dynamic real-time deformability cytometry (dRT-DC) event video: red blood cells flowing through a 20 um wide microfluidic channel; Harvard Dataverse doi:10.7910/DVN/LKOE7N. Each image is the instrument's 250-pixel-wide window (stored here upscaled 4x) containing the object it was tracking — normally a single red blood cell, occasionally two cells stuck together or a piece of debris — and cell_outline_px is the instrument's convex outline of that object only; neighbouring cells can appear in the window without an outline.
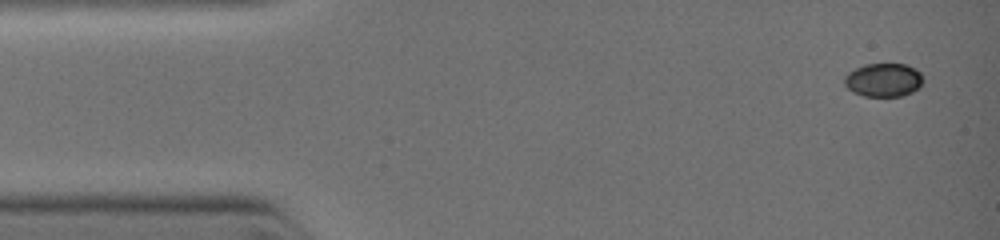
{"species": "common noctule bat (a hibernating species)", "species_latin": "Nyctalus noctula", "temperature_condition": "warm", "stored_images_in_passage": 8, "camera_frame_rate_fps": 3000, "um_per_image_px": 0.085, "animal": {"sex": "female", "body_mass_g": 19.0, "forearm_length_mm": 51.5}, "frame": {"image": 1, "passage_image": 1, "time_ms": 0.0, "image_size_px": [1000, 240], "cell_outline_px": [[920, 88], [912, 92], [900, 96], [864, 96], [852, 92], [844, 84], [844, 76], [848, 72], [864, 64], [904, 64], [916, 68], [920, 72]], "centroid_in_image_um": [75.06, 6.8], "position_along_channel_um": 9.9, "area_um2": 15.32}}
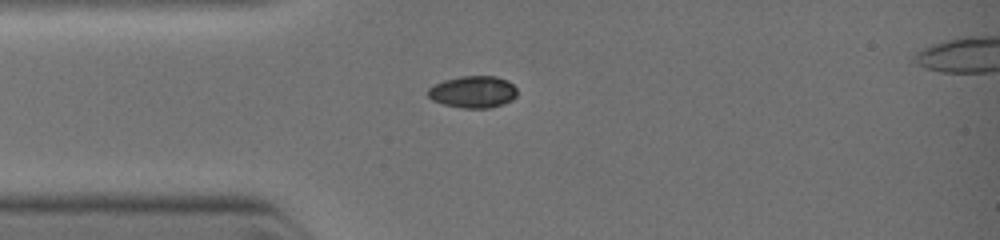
{"frame": {"image": 2, "passage_image": 6, "time_ms": 2.333, "image_size_px": [1000, 240], "cell_outline_px": [[516, 96], [512, 100], [504, 104], [488, 108], [464, 108], [444, 104], [432, 100], [428, 96], [428, 88], [444, 80], [460, 76], [496, 76], [512, 84], [516, 88]], "centroid_in_image_um": [40.21, 7.81], "position_along_channel_um": 44.8, "area_um2": 16.47}}